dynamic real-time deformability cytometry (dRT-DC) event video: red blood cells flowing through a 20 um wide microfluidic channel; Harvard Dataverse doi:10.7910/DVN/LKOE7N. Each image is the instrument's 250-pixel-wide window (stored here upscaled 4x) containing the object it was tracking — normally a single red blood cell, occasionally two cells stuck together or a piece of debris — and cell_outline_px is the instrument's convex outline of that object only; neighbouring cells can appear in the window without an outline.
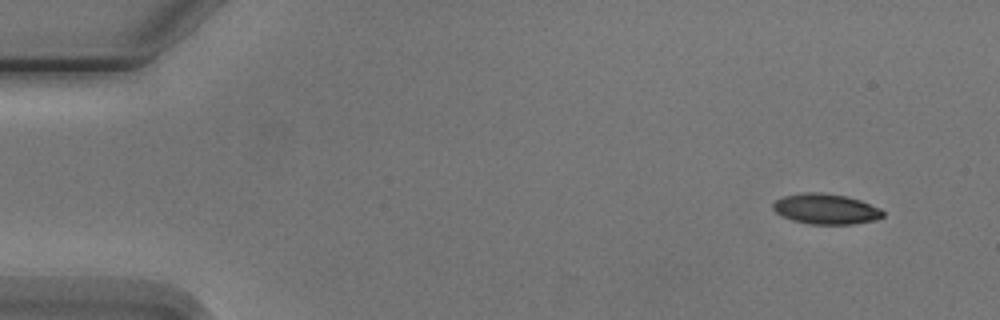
{"species": "Egyptian fruit bat (a non-hibernating species)", "species_latin": "Rousettus aegyptiacus", "temperature_condition": "cold", "stored_images_in_passage": 9, "camera_frame_rate_fps": 3000, "um_per_image_px": 0.085, "animal": {"sex": "male"}, "frame": {"image": 1, "passage_image": 1, "time_ms": 0.0, "image_size_px": [1000, 320], "cell_outline_px": [[884, 216], [876, 220], [852, 224], [808, 224], [792, 220], [776, 212], [772, 208], [772, 204], [776, 200], [784, 196], [804, 192], [820, 192], [844, 196], [860, 200], [880, 208], [884, 212]], "centroid_in_image_um": [70.2, 17.76], "position_along_channel_um": 14.8, "area_um2": 19.42}}
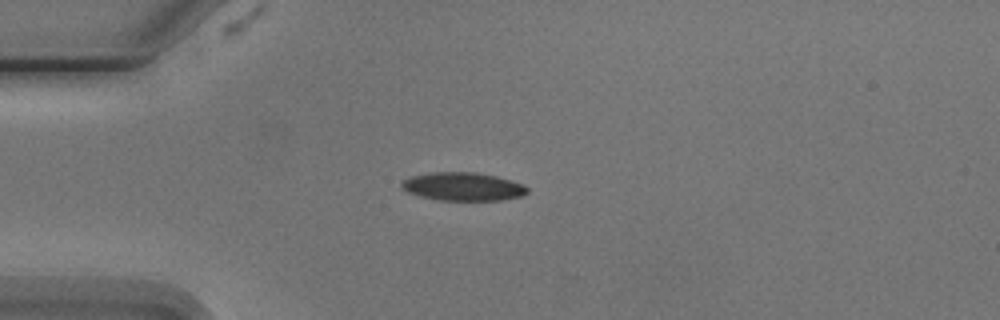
{"frame": {"image": 2, "passage_image": 4, "time_ms": 3.333, "image_size_px": [1000, 320], "cell_outline_px": [[528, 192], [520, 196], [500, 200], [440, 200], [420, 196], [408, 192], [400, 184], [408, 176], [428, 172], [476, 172], [496, 176], [512, 180], [524, 184], [528, 188]], "centroid_in_image_um": [39.35, 15.84], "position_along_channel_um": 45.6, "area_um2": 20.75}}
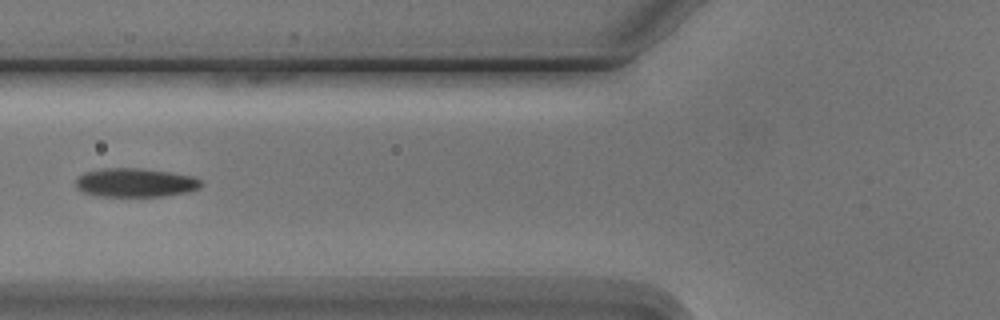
{"frame": {"image": 3, "passage_image": 6, "time_ms": 5.667, "image_size_px": [1000, 320], "cell_outline_px": [[204, 184], [200, 188], [188, 192], [164, 196], [100, 196], [80, 192], [76, 188], [76, 176], [84, 172], [104, 168], [140, 168], [168, 172], [192, 176], [200, 180]], "centroid_in_image_um": [11.47, 15.52], "position_along_channel_um": 114.3, "area_um2": 21.21}}